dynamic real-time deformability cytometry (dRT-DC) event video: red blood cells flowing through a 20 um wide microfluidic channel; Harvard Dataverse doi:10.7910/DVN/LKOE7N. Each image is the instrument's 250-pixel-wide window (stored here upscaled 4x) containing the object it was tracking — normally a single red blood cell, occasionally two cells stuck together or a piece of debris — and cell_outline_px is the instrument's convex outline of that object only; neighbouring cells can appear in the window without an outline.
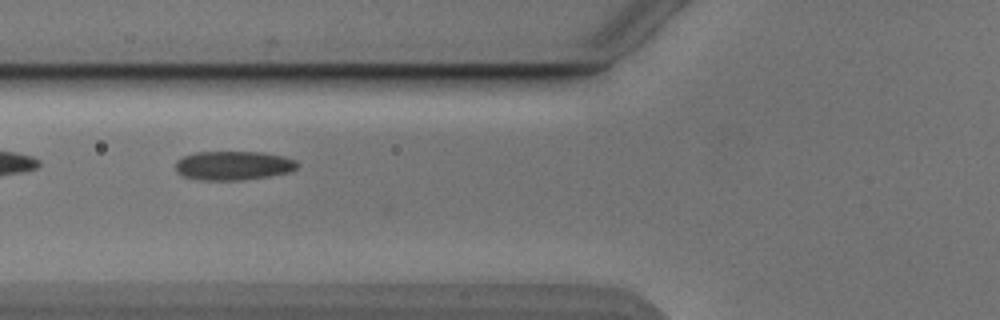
{"species": "Egyptian fruit bat (a non-hibernating species)", "species_latin": "Rousettus aegyptiacus", "temperature_condition": "cold", "stored_images_in_passage": 24, "camera_frame_rate_fps": 3000, "um_per_image_px": 0.085, "animal": {"sex": "male"}, "frame": {"image": 1, "passage_image": 5, "time_ms": 1.333, "image_size_px": [1000, 320], "cell_outline_px": [[300, 164], [292, 172], [268, 176], [240, 180], [200, 180], [184, 176], [176, 172], [176, 160], [184, 156], [196, 152], [264, 152], [284, 156], [296, 160]], "centroid_in_image_um": [19.86, 14.07], "position_along_channel_um": 105.9, "area_um2": 20.75}}
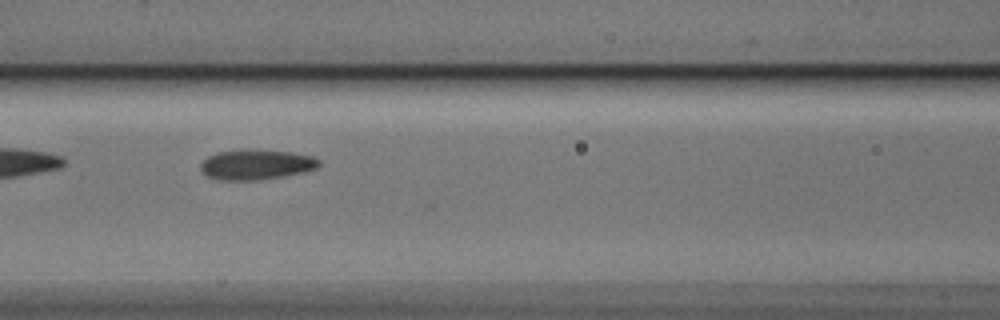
{"frame": {"image": 2, "passage_image": 8, "time_ms": 2.333, "image_size_px": [1000, 320], "cell_outline_px": [[320, 164], [316, 168], [304, 172], [284, 176], [260, 180], [216, 180], [200, 172], [200, 164], [208, 156], [216, 152], [256, 148], [292, 152], [312, 156], [320, 160]], "centroid_in_image_um": [21.76, 13.98], "position_along_channel_um": 144.8, "area_um2": 21.21}}
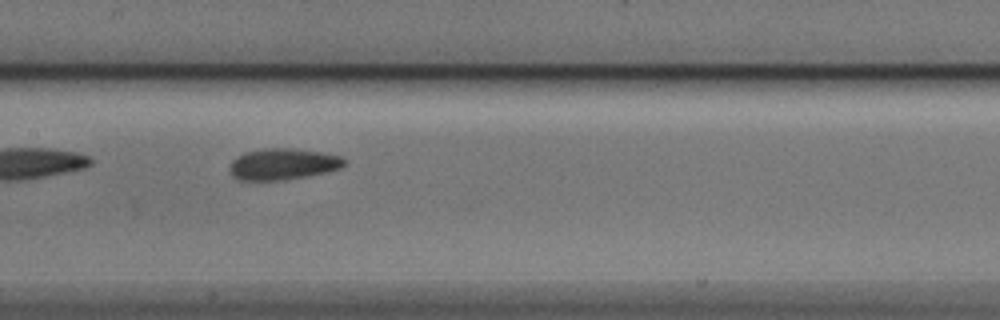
{"frame": {"image": 3, "passage_image": 11, "time_ms": 3.333, "image_size_px": [1000, 320], "cell_outline_px": [[344, 164], [340, 168], [328, 172], [308, 176], [284, 180], [240, 180], [232, 176], [228, 168], [232, 160], [236, 156], [244, 152], [264, 148], [288, 148], [320, 152], [344, 156]], "centroid_in_image_um": [24.02, 13.95], "position_along_channel_um": 183.4, "area_um2": 21.1}}